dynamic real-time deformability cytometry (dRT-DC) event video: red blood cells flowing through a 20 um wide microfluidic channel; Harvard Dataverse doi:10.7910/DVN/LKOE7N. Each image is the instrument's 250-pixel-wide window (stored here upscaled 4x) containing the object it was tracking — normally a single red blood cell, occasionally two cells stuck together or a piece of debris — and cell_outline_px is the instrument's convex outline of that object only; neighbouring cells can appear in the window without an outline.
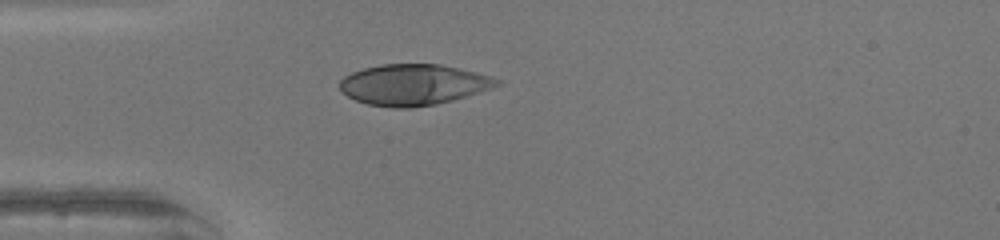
{"species": "human", "species_latin": "Homo sapiens", "temperature_condition": "warm", "stored_images_in_passage": 36, "camera_frame_rate_fps": 3000, "um_per_image_px": 0.085, "donor": {"sex": "female"}, "frame": {"image": 1, "passage_image": 1, "time_ms": 0.0, "image_size_px": [1000, 240], "cell_outline_px": [[500, 84], [492, 88], [452, 100], [436, 104], [412, 108], [392, 108], [368, 104], [356, 100], [348, 96], [340, 88], [340, 80], [344, 76], [352, 72], [364, 68], [380, 64], [440, 64], [460, 68], [492, 76], [500, 80]], "centroid_in_image_um": [35.14, 7.19], "position_along_channel_um": 49.9, "area_um2": 37.45}}
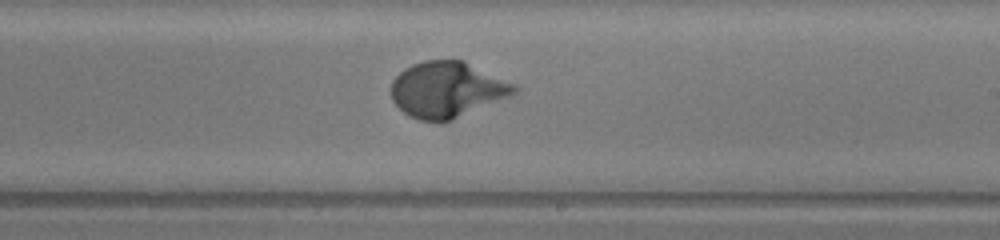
{"frame": {"image": 2, "passage_image": 16, "time_ms": 5.0, "image_size_px": [1000, 240], "cell_outline_px": [[520, 88], [516, 92], [508, 96], [452, 120], [420, 120], [408, 116], [392, 100], [392, 80], [404, 68], [412, 64], [424, 60], [464, 60], [516, 84]], "centroid_in_image_um": [38.0, 7.59], "position_along_channel_um": 251.0, "area_um2": 39.71}}
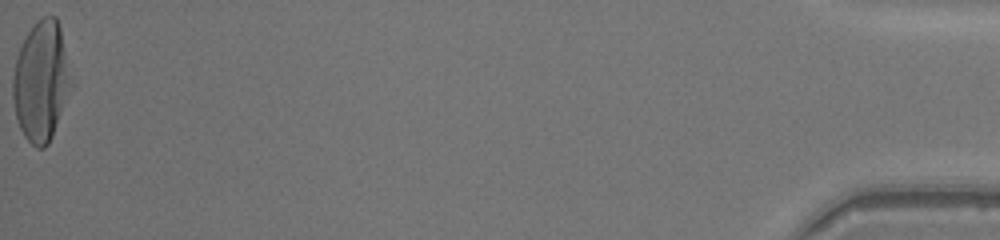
{"frame": {"image": 3, "passage_image": 36, "time_ms": 11.667, "image_size_px": [1000, 240], "cell_outline_px": [[68, 76], [60, 108], [52, 136], [48, 144], [44, 148], [36, 148], [24, 136], [20, 128], [16, 116], [12, 96], [12, 76], [16, 60], [24, 36], [36, 20], [44, 16], [56, 16], [60, 28]], "centroid_in_image_um": [3.38, 6.87], "position_along_channel_um": 431.8, "area_um2": 38.67}, "authors_computed_cell_mechanics": {"area_um2": 38.5526, "velocity_mm_per_s": 4.2782, "shape_relaxation_time_tau1_ms": 2.7006, "shape_relaxation_time_tau2_ms": null, "deformation_change_tau1": 0.2483, "deformation_change_tau2": null}}